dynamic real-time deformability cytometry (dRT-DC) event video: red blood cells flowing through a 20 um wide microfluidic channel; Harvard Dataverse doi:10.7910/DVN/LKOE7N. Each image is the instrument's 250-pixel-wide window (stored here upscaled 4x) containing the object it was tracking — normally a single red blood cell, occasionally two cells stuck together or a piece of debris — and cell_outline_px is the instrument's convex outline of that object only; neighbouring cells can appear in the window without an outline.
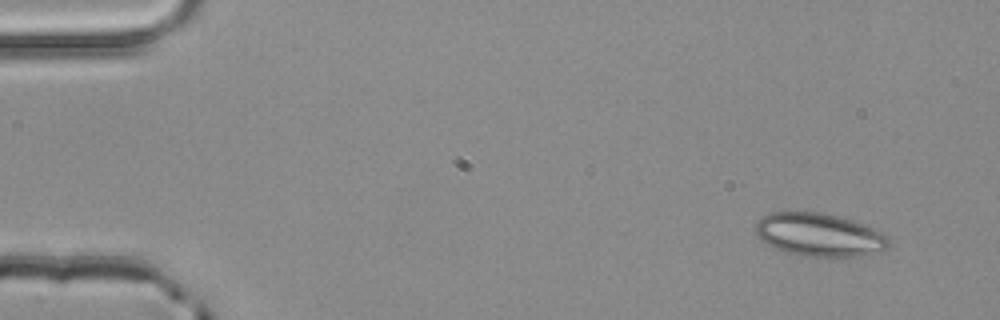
{"species": "common noctule bat (a hibernating species)", "species_latin": "Nyctalus noctula", "temperature_condition": "room temperature", "stored_images_in_passage": 3, "camera_frame_rate_fps": 3000, "um_per_image_px": 0.085, "animal": {"sex": "male", "body_mass_g": 20.4}, "frame": {"image": 1, "passage_image": 1, "time_ms": 0.0, "image_size_px": [1000, 320], "cell_outline_px": [[888, 244], [880, 252], [860, 256], [832, 260], [800, 256], [784, 252], [760, 240], [756, 232], [756, 224], [768, 212], [824, 212], [864, 224], [888, 232]], "centroid_in_image_um": [69.7, 20.0], "position_along_channel_um": 15.3, "area_um2": 34.51}}